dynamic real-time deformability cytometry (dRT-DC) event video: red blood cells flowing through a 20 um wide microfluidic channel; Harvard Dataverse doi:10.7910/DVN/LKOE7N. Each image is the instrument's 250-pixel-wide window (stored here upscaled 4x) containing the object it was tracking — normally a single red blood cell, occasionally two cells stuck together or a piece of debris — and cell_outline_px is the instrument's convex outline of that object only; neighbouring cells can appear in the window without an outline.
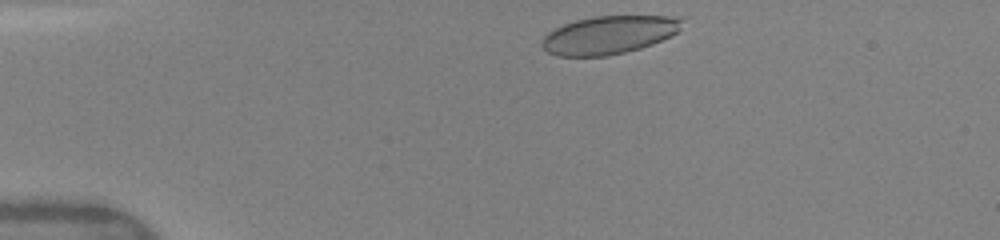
{"species": "human", "species_latin": "Homo sapiens", "temperature_condition": "warm", "stored_images_in_passage": 40, "camera_frame_rate_fps": 3000, "um_per_image_px": 0.085, "donor": {"sex": "female"}, "frame": {"image": 1, "passage_image": 3, "time_ms": 0.333, "image_size_px": [1000, 240], "cell_outline_px": [[684, 20], [676, 32], [672, 36], [652, 44], [640, 48], [608, 56], [556, 56], [548, 52], [540, 44], [544, 36], [548, 32], [564, 24], [576, 20], [596, 16], [668, 16]], "centroid_in_image_um": [51.73, 2.97], "position_along_channel_um": 33.3, "area_um2": 30.92}}
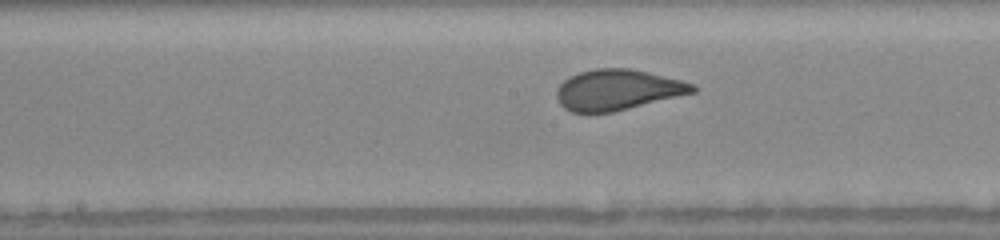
{"frame": {"image": 2, "passage_image": 19, "time_ms": 5.667, "image_size_px": [1000, 240], "cell_outline_px": [[696, 92], [612, 112], [572, 112], [564, 108], [560, 104], [556, 96], [556, 92], [560, 84], [564, 80], [580, 72], [596, 68], [628, 68], [648, 72], [696, 84]], "centroid_in_image_um": [52.5, 7.63], "position_along_channel_um": 195.7, "area_um2": 31.91}}
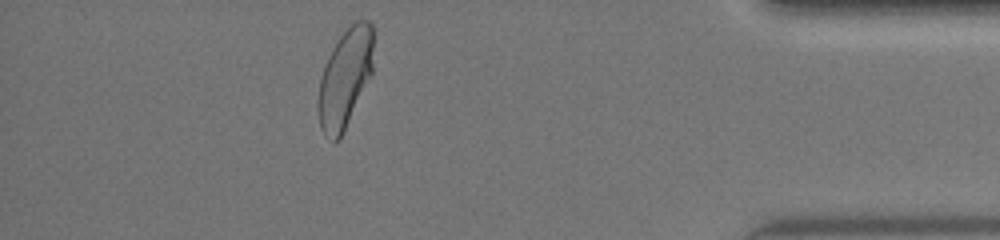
{"frame": {"image": 3, "passage_image": 35, "time_ms": 11.667, "image_size_px": [1000, 240], "cell_outline_px": [[372, 76], [340, 140], [332, 140], [324, 136], [320, 128], [316, 108], [316, 104], [320, 76], [324, 64], [332, 48], [340, 36], [356, 20], [368, 20], [372, 24]], "centroid_in_image_um": [29.3, 6.71], "position_along_channel_um": 405.9, "area_um2": 32.37}, "authors_computed_cell_mechanics": {"area_um2": 32.5992, "velocity_mm_per_s": 4.1184, "shape_relaxation_time_tau1_ms": 5.3744, "shape_relaxation_time_tau2_ms": null, "deformation_change_tau1": 0.1635, "deformation_change_tau2": null}}